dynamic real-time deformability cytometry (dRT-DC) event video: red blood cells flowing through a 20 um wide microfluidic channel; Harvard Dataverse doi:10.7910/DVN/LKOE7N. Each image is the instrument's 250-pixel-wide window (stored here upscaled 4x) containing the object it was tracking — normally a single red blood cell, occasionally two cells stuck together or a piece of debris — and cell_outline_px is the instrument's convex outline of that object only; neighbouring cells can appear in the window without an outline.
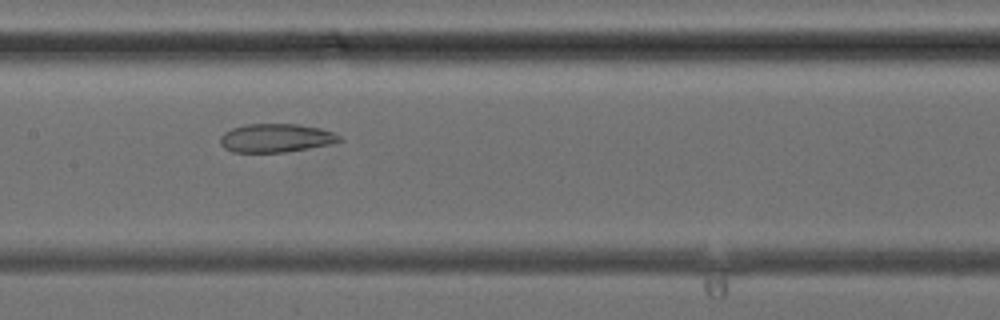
{"species": "common noctule bat (a hibernating species)", "species_latin": "Nyctalus noctula", "temperature_condition": "cold", "stored_images_in_passage": 37, "camera_frame_rate_fps": 3000, "um_per_image_px": 0.085, "animal": {"sex": "female", "body_mass_g": 24.6, "forearm_length_mm": 56.2}, "frame": {"image": 1, "passage_image": 20, "time_ms": 6.333, "image_size_px": [1000, 320], "cell_outline_px": [[344, 140], [336, 144], [284, 152], [232, 152], [224, 148], [220, 144], [220, 136], [224, 132], [232, 128], [244, 124], [296, 124], [320, 128], [332, 132], [340, 136]], "centroid_in_image_um": [23.47, 11.73], "position_along_channel_um": 183.9, "area_um2": 20.06}}
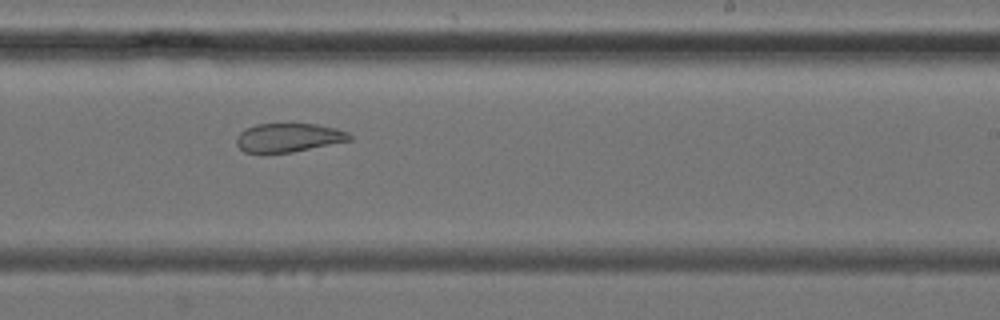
{"frame": {"image": 2, "passage_image": 25, "time_ms": 8.0, "image_size_px": [1000, 320], "cell_outline_px": [[352, 140], [292, 152], [260, 156], [244, 152], [236, 144], [236, 136], [244, 128], [256, 124], [320, 124], [336, 128], [348, 132], [352, 136]], "centroid_in_image_um": [24.46, 11.73], "position_along_channel_um": 264.5, "area_um2": 19.65}}
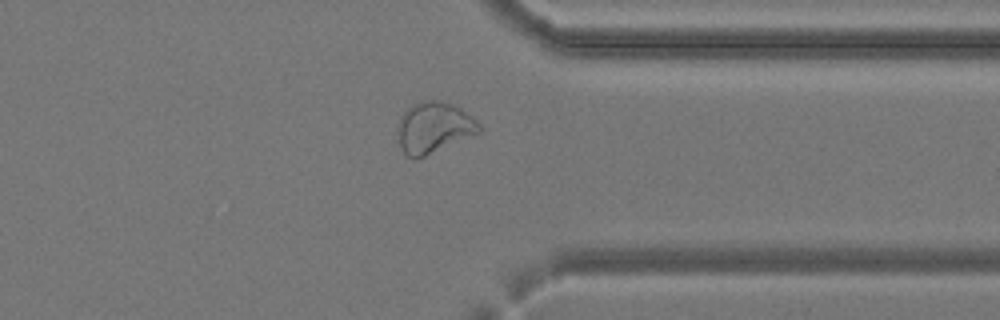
{"frame": {"image": 3, "passage_image": 32, "time_ms": 10.333, "image_size_px": [1000, 320], "cell_outline_px": [[484, 128], [480, 132], [424, 156], [408, 156], [400, 148], [396, 128], [396, 124], [400, 116], [408, 108], [416, 104], [428, 100], [440, 100], [452, 104], [460, 108], [472, 116]], "centroid_in_image_um": [36.87, 10.82], "position_along_channel_um": 374.5, "area_um2": 23.99}}